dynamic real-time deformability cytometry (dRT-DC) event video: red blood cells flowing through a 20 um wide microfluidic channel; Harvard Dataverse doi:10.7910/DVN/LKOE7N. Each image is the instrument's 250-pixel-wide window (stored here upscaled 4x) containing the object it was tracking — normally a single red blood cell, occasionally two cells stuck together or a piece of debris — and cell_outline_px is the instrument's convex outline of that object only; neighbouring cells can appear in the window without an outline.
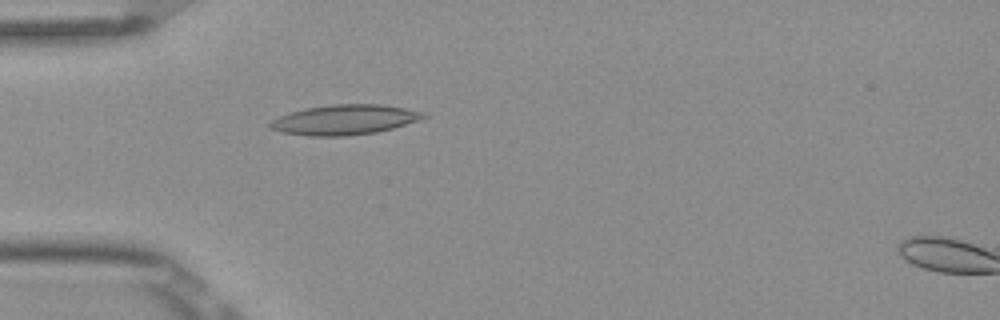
{"species": "Egyptian fruit bat (a non-hibernating species)", "species_latin": "Rousettus aegyptiacus", "temperature_condition": "room temperature", "stored_images_in_passage": 6, "camera_frame_rate_fps": 3000, "um_per_image_px": 0.085, "frame": {"image": 1, "passage_image": 5, "time_ms": 1.333, "image_size_px": [1000, 320], "cell_outline_px": [[428, 116], [420, 120], [392, 128], [376, 132], [344, 136], [308, 136], [284, 132], [268, 128], [268, 124], [272, 120], [280, 116], [304, 108], [332, 104], [384, 104], [424, 112]], "centroid_in_image_um": [29.3, 10.17], "position_along_channel_um": 55.7, "area_um2": 26.76}}